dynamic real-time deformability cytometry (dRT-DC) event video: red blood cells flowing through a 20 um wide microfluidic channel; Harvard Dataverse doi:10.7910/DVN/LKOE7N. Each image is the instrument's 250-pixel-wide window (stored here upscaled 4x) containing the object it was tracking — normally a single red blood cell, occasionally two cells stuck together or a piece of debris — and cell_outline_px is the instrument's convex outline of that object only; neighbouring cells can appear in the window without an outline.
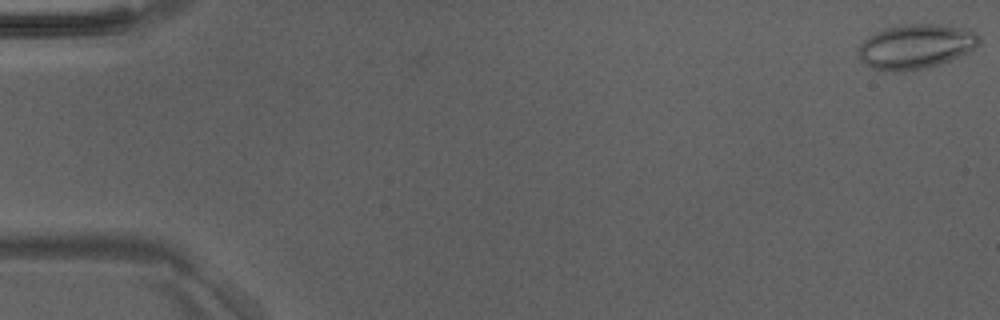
{"species": "Egyptian fruit bat (a non-hibernating species)", "species_latin": "Rousettus aegyptiacus", "temperature_condition": "room temperature", "stored_images_in_passage": 48, "camera_frame_rate_fps": 3000, "um_per_image_px": 0.085, "animal": {"sex": "male"}, "frame": {"image": 1, "passage_image": 1, "time_ms": 0.0, "image_size_px": [1000, 320], "cell_outline_px": [[980, 44], [968, 52], [940, 64], [928, 68], [904, 72], [884, 72], [872, 68], [864, 64], [860, 60], [856, 52], [860, 44], [868, 36], [884, 28], [904, 24], [940, 24], [972, 28], [980, 36]], "centroid_in_image_um": [77.84, 3.96], "position_along_channel_um": 7.2, "area_um2": 32.19}}
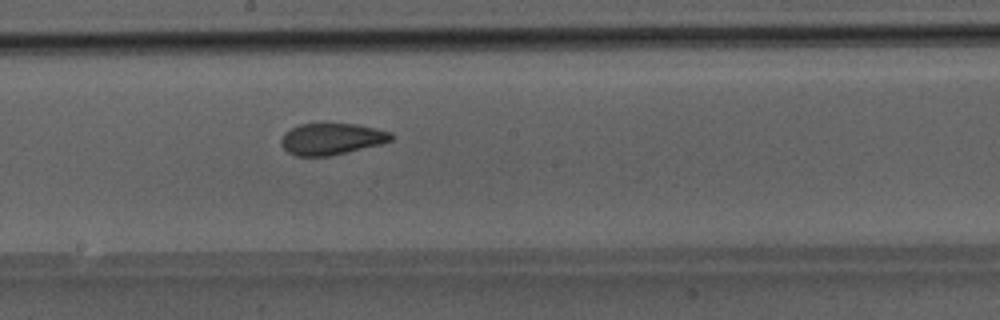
{"frame": {"image": 2, "passage_image": 27, "time_ms": 8.667, "image_size_px": [1000, 320], "cell_outline_px": [[392, 140], [380, 144], [348, 152], [328, 156], [296, 156], [288, 152], [280, 144], [280, 140], [284, 132], [300, 124], [356, 124], [392, 132]], "centroid_in_image_um": [28.16, 11.81], "position_along_channel_um": 220.0, "area_um2": 20.11}}
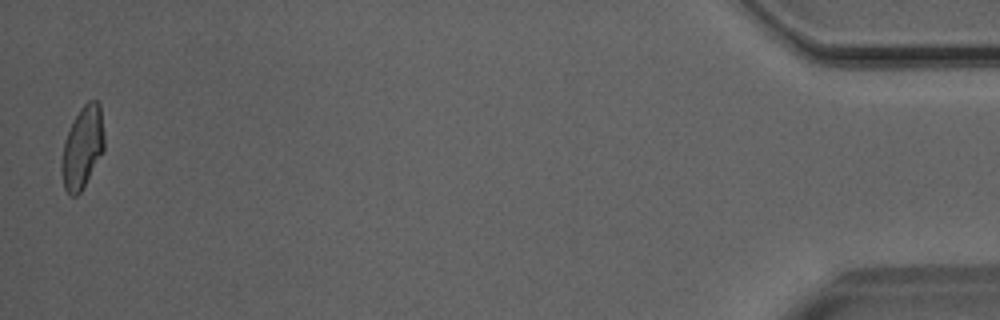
{"frame": {"image": 3, "passage_image": 48, "time_ms": 15.667, "image_size_px": [1000, 320], "cell_outline_px": [[104, 148], [80, 192], [76, 196], [72, 196], [64, 188], [60, 168], [64, 140], [80, 108], [88, 100], [96, 100], [100, 104], [104, 136]], "centroid_in_image_um": [6.99, 12.51], "position_along_channel_um": 428.2, "area_um2": 20.0}}